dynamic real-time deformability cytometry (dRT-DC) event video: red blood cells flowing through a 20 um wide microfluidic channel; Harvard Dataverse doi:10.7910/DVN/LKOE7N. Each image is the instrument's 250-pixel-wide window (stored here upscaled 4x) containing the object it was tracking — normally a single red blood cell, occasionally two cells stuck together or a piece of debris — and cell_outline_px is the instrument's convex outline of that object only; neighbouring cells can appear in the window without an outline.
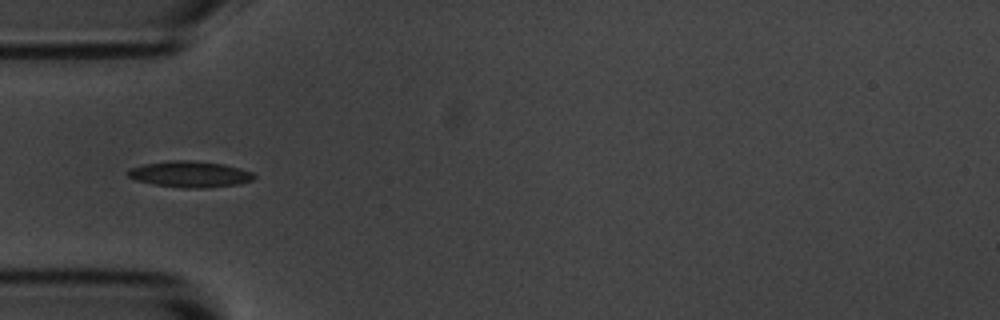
{"species": "common noctule bat (a hibernating species)", "species_latin": "Nyctalus noctula", "temperature_condition": "room temperature", "stored_images_in_passage": 54, "camera_frame_rate_fps": 3000, "um_per_image_px": 0.085, "animal": {"sex": "male", "body_mass_g": 20.1, "forearm_length_mm": 53.5}, "frame": {"image": 1, "passage_image": 16, "time_ms": 5.0, "image_size_px": [1000, 320], "cell_outline_px": [[256, 176], [252, 180], [236, 184], [204, 188], [184, 188], [156, 184], [136, 180], [128, 176], [128, 168], [144, 164], [168, 160], [192, 160], [224, 164], [240, 168], [252, 172]], "centroid_in_image_um": [16.14, 14.79], "position_along_channel_um": 68.9, "area_um2": 19.13}}
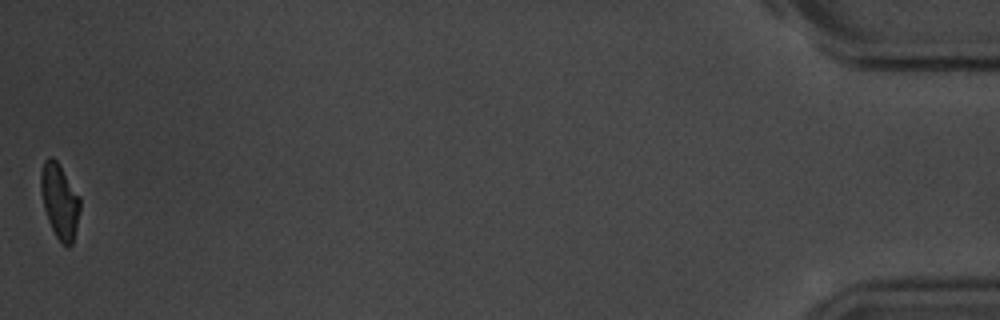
{"frame": {"image": 2, "passage_image": 54, "time_ms": 17.667, "image_size_px": [1000, 320], "cell_outline_px": [[80, 208], [76, 228], [72, 244], [68, 248], [60, 244], [48, 220], [44, 208], [40, 192], [40, 172], [44, 160], [48, 156], [52, 156], [56, 160], [80, 196]], "centroid_in_image_um": [5.06, 17.09], "position_along_channel_um": 430.1, "area_um2": 17.22}, "authors_computed_cell_mechanics": {"area_um2": 17.8602, "velocity_mm_per_s": 3.6141, "shape_relaxation_time_tau1_ms": 3.2768, "shape_relaxation_time_tau2_ms": 4.1987, "deformation_change_tau1": 0.1264, "deformation_change_tau2": 0.0805}}